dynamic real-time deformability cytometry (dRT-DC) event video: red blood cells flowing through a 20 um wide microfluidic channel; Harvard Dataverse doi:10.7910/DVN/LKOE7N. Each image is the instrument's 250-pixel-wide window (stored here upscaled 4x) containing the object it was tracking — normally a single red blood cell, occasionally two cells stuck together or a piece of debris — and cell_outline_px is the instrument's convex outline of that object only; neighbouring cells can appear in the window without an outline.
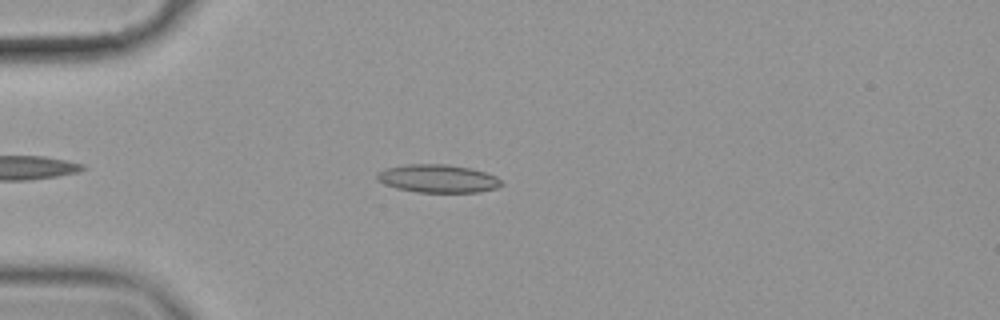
{"species": "common noctule bat (a hibernating species)", "species_latin": "Nyctalus noctula", "temperature_condition": "cold", "stored_images_in_passage": 41, "camera_frame_rate_fps": 3000, "um_per_image_px": 0.085, "animal": {"sex": "female", "body_mass_g": 19.9}, "frame": {"image": 1, "passage_image": 3, "time_ms": 0.667, "image_size_px": [1000, 320], "cell_outline_px": [[504, 184], [496, 188], [480, 192], [416, 192], [396, 188], [384, 184], [376, 180], [376, 176], [384, 168], [408, 164], [448, 164], [472, 168], [496, 176]], "centroid_in_image_um": [37.22, 15.18], "position_along_channel_um": 47.8, "area_um2": 20.46}}
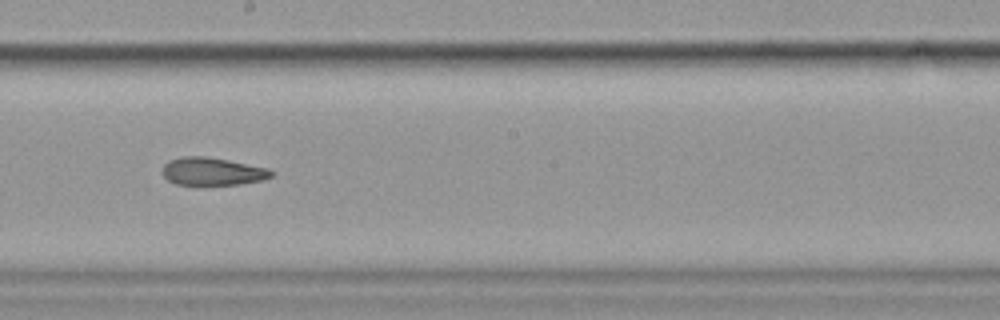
{"frame": {"image": 2, "passage_image": 20, "time_ms": 6.333, "image_size_px": [1000, 320], "cell_outline_px": [[276, 172], [272, 176], [264, 180], [240, 184], [200, 188], [176, 184], [168, 180], [160, 172], [164, 164], [168, 160], [184, 156], [204, 156], [228, 160], [268, 168]], "centroid_in_image_um": [18.02, 14.62], "position_along_channel_um": 230.2, "area_um2": 18.61}}
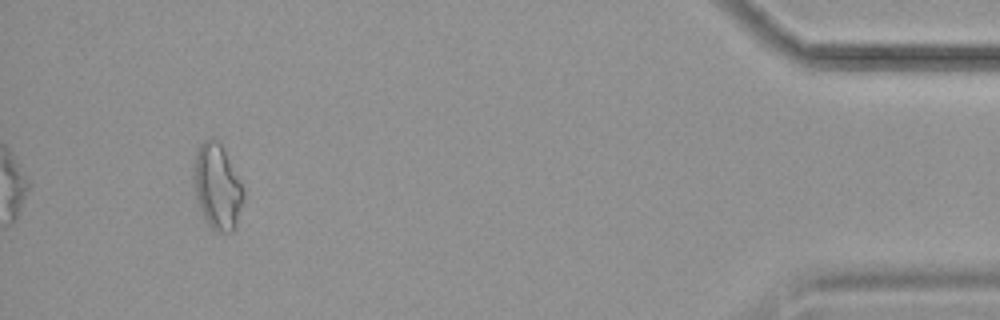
{"frame": {"image": 3, "passage_image": 41, "time_ms": 13.333, "image_size_px": [1000, 320], "cell_outline_px": [[244, 200], [232, 232], [216, 232], [204, 220], [200, 212], [196, 196], [192, 172], [192, 168], [196, 152], [200, 144], [204, 140], [212, 136], [216, 136], [220, 140], [244, 188]], "centroid_in_image_um": [18.45, 15.81], "position_along_channel_um": 416.8, "area_um2": 25.26}, "authors_computed_cell_mechanics": {"area_um2": 19.4786, "velocity_mm_per_s": 3.5517, "shape_relaxation_time_tau1_ms": null, "shape_relaxation_time_tau2_ms": 4.3386, "deformation_change_tau1": null, "deformation_change_tau2": 0.1304}}